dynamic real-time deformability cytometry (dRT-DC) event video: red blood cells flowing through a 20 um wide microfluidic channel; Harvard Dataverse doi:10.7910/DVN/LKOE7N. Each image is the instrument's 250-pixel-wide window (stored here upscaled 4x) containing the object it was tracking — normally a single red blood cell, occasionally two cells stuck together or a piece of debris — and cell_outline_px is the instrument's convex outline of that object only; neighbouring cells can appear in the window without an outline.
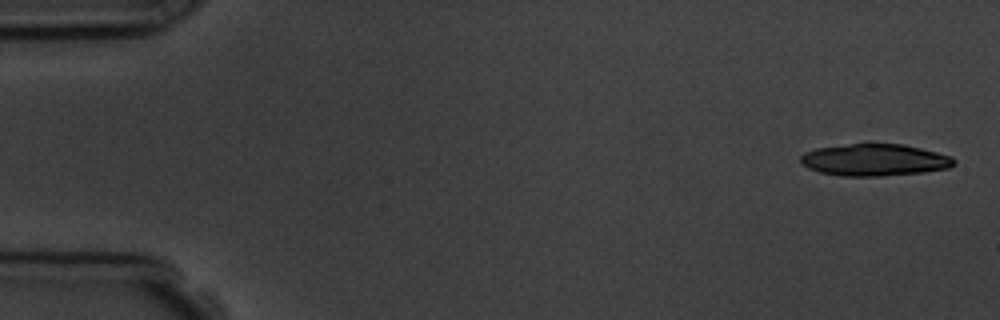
{"species": "common noctule bat (a hibernating species)", "species_latin": "Nyctalus noctula", "temperature_condition": "room temperature", "stored_images_in_passage": 4, "camera_frame_rate_fps": 3000, "um_per_image_px": 0.085, "animal": {"sex": "male", "body_mass_g": 19.5, "forearm_length_mm": 54.6}, "frame": {"image": 1, "passage_image": 1, "time_ms": 0.0, "image_size_px": [1000, 320], "cell_outline_px": [[956, 164], [948, 168], [924, 172], [880, 176], [840, 176], [820, 172], [808, 168], [800, 164], [800, 156], [804, 152], [816, 148], [868, 140], [904, 144], [952, 156], [956, 160]], "centroid_in_image_um": [74.31, 13.55], "position_along_channel_um": 10.7, "area_um2": 29.65}}